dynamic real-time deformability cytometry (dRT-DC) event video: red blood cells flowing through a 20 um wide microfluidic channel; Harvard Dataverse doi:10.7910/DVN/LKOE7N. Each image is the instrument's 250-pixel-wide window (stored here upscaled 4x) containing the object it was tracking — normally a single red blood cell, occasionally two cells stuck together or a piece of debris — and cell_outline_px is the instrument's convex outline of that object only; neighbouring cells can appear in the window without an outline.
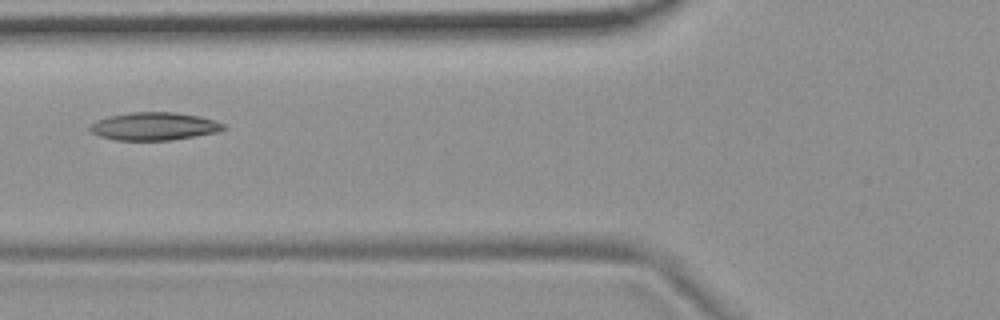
{"species": "common noctule bat (a hibernating species)", "species_latin": "Nyctalus noctula", "temperature_condition": "room temperature", "stored_images_in_passage": 5, "camera_frame_rate_fps": 3000, "um_per_image_px": 0.085, "animal": {"sex": "female", "body_mass_g": 19.9}, "frame": {"image": 1, "passage_image": 5, "time_ms": 5.333, "image_size_px": [1000, 320], "cell_outline_px": [[228, 128], [216, 132], [196, 136], [172, 140], [116, 140], [100, 136], [92, 132], [88, 128], [96, 120], [108, 116], [132, 112], [176, 112], [200, 116], [224, 124]], "centroid_in_image_um": [13.11, 10.73], "position_along_channel_um": 112.7, "area_um2": 21.68}}